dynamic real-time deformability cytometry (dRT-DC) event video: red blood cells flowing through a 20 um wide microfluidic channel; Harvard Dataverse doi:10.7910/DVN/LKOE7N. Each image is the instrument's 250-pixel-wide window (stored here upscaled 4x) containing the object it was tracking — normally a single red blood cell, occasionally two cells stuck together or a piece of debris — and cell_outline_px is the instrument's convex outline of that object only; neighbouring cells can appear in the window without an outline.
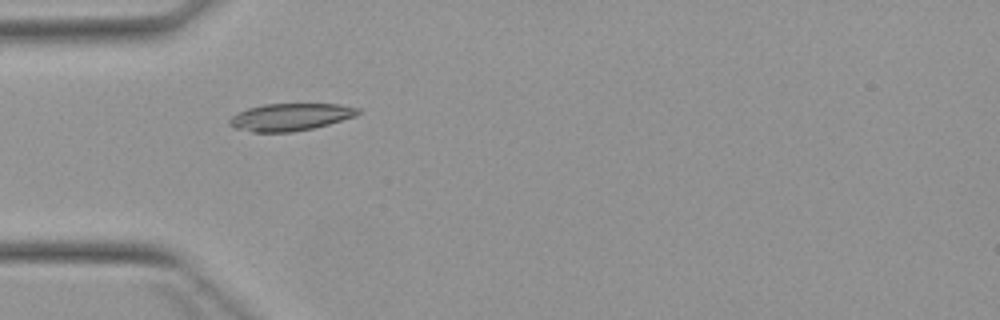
{"species": "Egyptian fruit bat (a non-hibernating species)", "species_latin": "Rousettus aegyptiacus", "temperature_condition": "warm", "stored_images_in_passage": 5, "camera_frame_rate_fps": 3000, "um_per_image_px": 0.085, "animal": {"sex": "female"}, "frame": {"image": 1, "passage_image": 4, "time_ms": 3.667, "image_size_px": [1000, 320], "cell_outline_px": [[360, 112], [356, 116], [328, 124], [312, 128], [292, 132], [252, 132], [232, 128], [228, 124], [228, 120], [232, 116], [248, 108], [264, 104], [340, 104], [360, 108]], "centroid_in_image_um": [24.66, 9.95], "position_along_channel_um": 60.3, "area_um2": 20.46}}
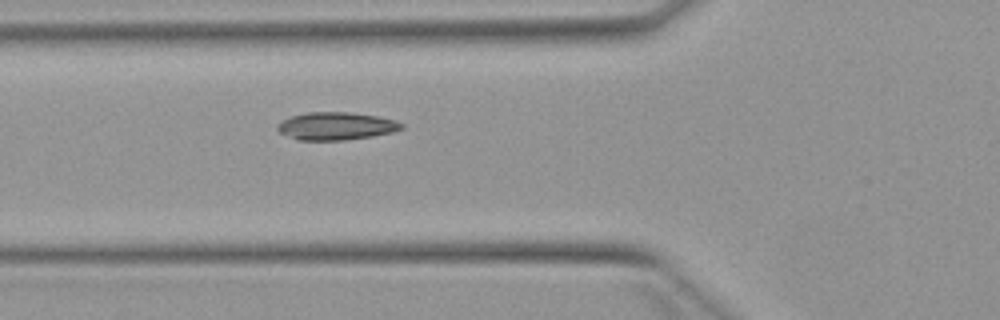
{"frame": {"image": 2, "passage_image": 5, "time_ms": 4.667, "image_size_px": [1000, 320], "cell_outline_px": [[404, 128], [392, 132], [372, 136], [344, 140], [296, 140], [280, 132], [276, 128], [276, 124], [292, 116], [308, 112], [348, 112], [376, 116], [396, 120], [404, 124]], "centroid_in_image_um": [28.57, 10.72], "position_along_channel_um": 97.2, "area_um2": 20.0}}